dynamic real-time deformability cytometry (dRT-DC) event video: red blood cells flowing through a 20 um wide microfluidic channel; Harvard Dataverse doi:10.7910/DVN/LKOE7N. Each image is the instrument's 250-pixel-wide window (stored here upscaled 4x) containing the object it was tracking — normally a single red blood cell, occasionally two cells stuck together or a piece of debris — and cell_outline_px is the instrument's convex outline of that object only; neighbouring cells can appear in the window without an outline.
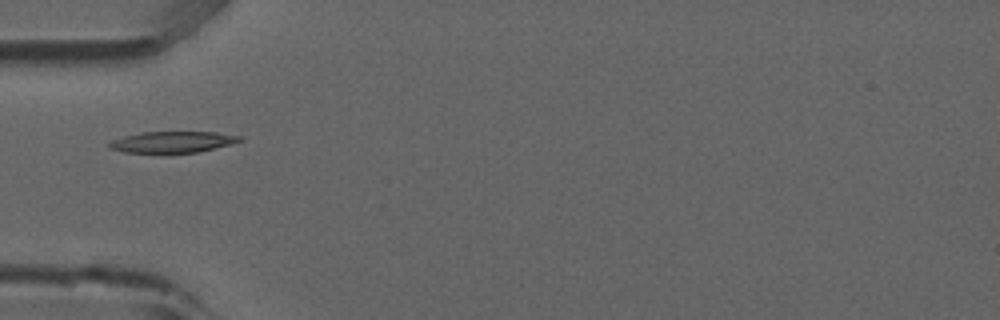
{"species": "common noctule bat (a hibernating species)", "species_latin": "Nyctalus noctula", "temperature_condition": "room temperature", "stored_images_in_passage": 6, "camera_frame_rate_fps": 3000, "um_per_image_px": 0.085, "animal": {"sex": "male", "forearm_length_mm": 52.5}, "frame": {"image": 1, "passage_image": 6, "time_ms": 1.667, "image_size_px": [1000, 320], "cell_outline_px": [[244, 140], [232, 144], [196, 152], [124, 152], [108, 148], [108, 144], [112, 140], [124, 136], [144, 132], [216, 132], [244, 136]], "centroid_in_image_um": [14.71, 12.05], "position_along_channel_um": 70.3, "area_um2": 16.01}}